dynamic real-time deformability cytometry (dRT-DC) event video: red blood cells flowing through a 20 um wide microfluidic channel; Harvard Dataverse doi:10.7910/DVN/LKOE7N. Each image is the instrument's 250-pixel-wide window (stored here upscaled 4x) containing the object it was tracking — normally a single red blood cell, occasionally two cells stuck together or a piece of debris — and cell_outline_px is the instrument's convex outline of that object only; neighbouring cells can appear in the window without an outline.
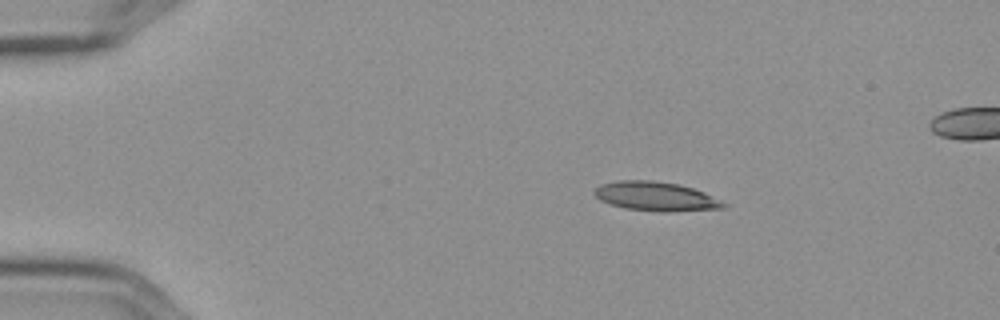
{"species": "Egyptian fruit bat (a non-hibernating species)", "species_latin": "Rousettus aegyptiacus", "temperature_condition": "cold", "stored_images_in_passage": 3, "camera_frame_rate_fps": 3000, "um_per_image_px": 0.085, "frame": {"image": 1, "passage_image": 1, "time_ms": 0.0, "image_size_px": [1000, 320], "cell_outline_px": [[728, 204], [724, 208], [668, 212], [660, 212], [624, 208], [600, 200], [592, 192], [600, 184], [620, 180], [652, 180], [676, 184], [692, 188], [704, 192]], "centroid_in_image_um": [55.74, 16.69], "position_along_channel_um": 29.3, "area_um2": 21.85}}